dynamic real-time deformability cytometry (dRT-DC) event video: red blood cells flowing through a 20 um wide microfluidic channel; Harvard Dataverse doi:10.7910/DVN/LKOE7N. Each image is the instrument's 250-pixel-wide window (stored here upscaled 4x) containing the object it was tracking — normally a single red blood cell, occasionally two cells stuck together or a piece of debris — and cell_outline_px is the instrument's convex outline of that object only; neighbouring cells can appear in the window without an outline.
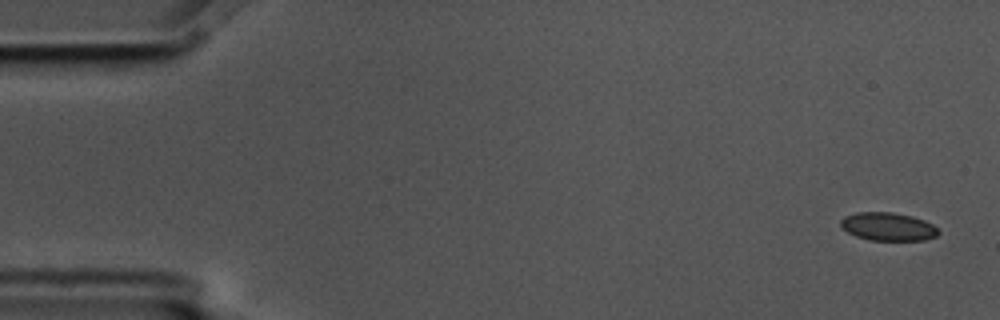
{"species": "common noctule bat (a hibernating species)", "species_latin": "Nyctalus noctula", "temperature_condition": "cold", "stored_images_in_passage": 5, "camera_frame_rate_fps": 3000, "um_per_image_px": 0.085, "animal": {"sex": "male", "body_mass_g": 17.5, "forearm_length_mm": 52.3}, "frame": {"image": 1, "passage_image": 1, "time_ms": 0.0, "image_size_px": [1000, 320], "cell_outline_px": [[940, 232], [936, 236], [924, 240], [868, 240], [856, 236], [840, 228], [840, 220], [844, 216], [856, 212], [892, 212], [912, 216], [924, 220], [932, 224]], "centroid_in_image_um": [75.44, 19.26], "position_along_channel_um": 9.6, "area_um2": 16.13}}